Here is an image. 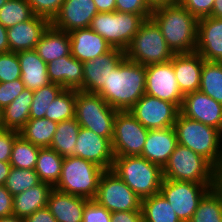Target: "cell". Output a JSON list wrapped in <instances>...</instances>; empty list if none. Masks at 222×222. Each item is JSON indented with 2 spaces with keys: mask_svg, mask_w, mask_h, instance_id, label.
Listing matches in <instances>:
<instances>
[{
  "mask_svg": "<svg viewBox=\"0 0 222 222\" xmlns=\"http://www.w3.org/2000/svg\"><path fill=\"white\" fill-rule=\"evenodd\" d=\"M143 21L138 14L119 11L97 13L90 28L102 36L112 48L125 51Z\"/></svg>",
  "mask_w": 222,
  "mask_h": 222,
  "instance_id": "cell-9",
  "label": "cell"
},
{
  "mask_svg": "<svg viewBox=\"0 0 222 222\" xmlns=\"http://www.w3.org/2000/svg\"><path fill=\"white\" fill-rule=\"evenodd\" d=\"M33 16L27 0H7L0 8V24L5 28L26 22Z\"/></svg>",
  "mask_w": 222,
  "mask_h": 222,
  "instance_id": "cell-38",
  "label": "cell"
},
{
  "mask_svg": "<svg viewBox=\"0 0 222 222\" xmlns=\"http://www.w3.org/2000/svg\"><path fill=\"white\" fill-rule=\"evenodd\" d=\"M180 113L222 132V104L199 90L184 95Z\"/></svg>",
  "mask_w": 222,
  "mask_h": 222,
  "instance_id": "cell-16",
  "label": "cell"
},
{
  "mask_svg": "<svg viewBox=\"0 0 222 222\" xmlns=\"http://www.w3.org/2000/svg\"><path fill=\"white\" fill-rule=\"evenodd\" d=\"M88 201L53 188L48 197L47 207L57 222H82L83 210Z\"/></svg>",
  "mask_w": 222,
  "mask_h": 222,
  "instance_id": "cell-25",
  "label": "cell"
},
{
  "mask_svg": "<svg viewBox=\"0 0 222 222\" xmlns=\"http://www.w3.org/2000/svg\"><path fill=\"white\" fill-rule=\"evenodd\" d=\"M25 222H57L55 217L51 214L49 208L38 209L36 212L24 219Z\"/></svg>",
  "mask_w": 222,
  "mask_h": 222,
  "instance_id": "cell-50",
  "label": "cell"
},
{
  "mask_svg": "<svg viewBox=\"0 0 222 222\" xmlns=\"http://www.w3.org/2000/svg\"><path fill=\"white\" fill-rule=\"evenodd\" d=\"M82 222H111V212L90 199L83 210Z\"/></svg>",
  "mask_w": 222,
  "mask_h": 222,
  "instance_id": "cell-43",
  "label": "cell"
},
{
  "mask_svg": "<svg viewBox=\"0 0 222 222\" xmlns=\"http://www.w3.org/2000/svg\"><path fill=\"white\" fill-rule=\"evenodd\" d=\"M98 13H107L116 11V0H93Z\"/></svg>",
  "mask_w": 222,
  "mask_h": 222,
  "instance_id": "cell-51",
  "label": "cell"
},
{
  "mask_svg": "<svg viewBox=\"0 0 222 222\" xmlns=\"http://www.w3.org/2000/svg\"><path fill=\"white\" fill-rule=\"evenodd\" d=\"M116 11L138 14L144 20L151 18L152 14L145 0H116Z\"/></svg>",
  "mask_w": 222,
  "mask_h": 222,
  "instance_id": "cell-44",
  "label": "cell"
},
{
  "mask_svg": "<svg viewBox=\"0 0 222 222\" xmlns=\"http://www.w3.org/2000/svg\"><path fill=\"white\" fill-rule=\"evenodd\" d=\"M189 222H222V190L211 188L200 200Z\"/></svg>",
  "mask_w": 222,
  "mask_h": 222,
  "instance_id": "cell-34",
  "label": "cell"
},
{
  "mask_svg": "<svg viewBox=\"0 0 222 222\" xmlns=\"http://www.w3.org/2000/svg\"><path fill=\"white\" fill-rule=\"evenodd\" d=\"M210 17L222 19V0H215Z\"/></svg>",
  "mask_w": 222,
  "mask_h": 222,
  "instance_id": "cell-55",
  "label": "cell"
},
{
  "mask_svg": "<svg viewBox=\"0 0 222 222\" xmlns=\"http://www.w3.org/2000/svg\"><path fill=\"white\" fill-rule=\"evenodd\" d=\"M4 129L2 109H0V130Z\"/></svg>",
  "mask_w": 222,
  "mask_h": 222,
  "instance_id": "cell-58",
  "label": "cell"
},
{
  "mask_svg": "<svg viewBox=\"0 0 222 222\" xmlns=\"http://www.w3.org/2000/svg\"><path fill=\"white\" fill-rule=\"evenodd\" d=\"M215 0H179L178 3L197 19L210 16Z\"/></svg>",
  "mask_w": 222,
  "mask_h": 222,
  "instance_id": "cell-46",
  "label": "cell"
},
{
  "mask_svg": "<svg viewBox=\"0 0 222 222\" xmlns=\"http://www.w3.org/2000/svg\"><path fill=\"white\" fill-rule=\"evenodd\" d=\"M195 52L204 60L222 62V19L210 16L198 19Z\"/></svg>",
  "mask_w": 222,
  "mask_h": 222,
  "instance_id": "cell-19",
  "label": "cell"
},
{
  "mask_svg": "<svg viewBox=\"0 0 222 222\" xmlns=\"http://www.w3.org/2000/svg\"><path fill=\"white\" fill-rule=\"evenodd\" d=\"M146 66L124 57L96 92L117 111H129L145 94Z\"/></svg>",
  "mask_w": 222,
  "mask_h": 222,
  "instance_id": "cell-1",
  "label": "cell"
},
{
  "mask_svg": "<svg viewBox=\"0 0 222 222\" xmlns=\"http://www.w3.org/2000/svg\"><path fill=\"white\" fill-rule=\"evenodd\" d=\"M75 156L89 160L105 170L112 168L115 158L110 139L83 127L78 132Z\"/></svg>",
  "mask_w": 222,
  "mask_h": 222,
  "instance_id": "cell-15",
  "label": "cell"
},
{
  "mask_svg": "<svg viewBox=\"0 0 222 222\" xmlns=\"http://www.w3.org/2000/svg\"><path fill=\"white\" fill-rule=\"evenodd\" d=\"M151 18L174 54L195 52L198 19L179 3L155 9Z\"/></svg>",
  "mask_w": 222,
  "mask_h": 222,
  "instance_id": "cell-2",
  "label": "cell"
},
{
  "mask_svg": "<svg viewBox=\"0 0 222 222\" xmlns=\"http://www.w3.org/2000/svg\"><path fill=\"white\" fill-rule=\"evenodd\" d=\"M41 183L34 169H18L11 167L5 187L15 196Z\"/></svg>",
  "mask_w": 222,
  "mask_h": 222,
  "instance_id": "cell-40",
  "label": "cell"
},
{
  "mask_svg": "<svg viewBox=\"0 0 222 222\" xmlns=\"http://www.w3.org/2000/svg\"><path fill=\"white\" fill-rule=\"evenodd\" d=\"M177 144L174 127L149 130L141 157L163 168Z\"/></svg>",
  "mask_w": 222,
  "mask_h": 222,
  "instance_id": "cell-23",
  "label": "cell"
},
{
  "mask_svg": "<svg viewBox=\"0 0 222 222\" xmlns=\"http://www.w3.org/2000/svg\"><path fill=\"white\" fill-rule=\"evenodd\" d=\"M9 52L7 28L0 24V53Z\"/></svg>",
  "mask_w": 222,
  "mask_h": 222,
  "instance_id": "cell-53",
  "label": "cell"
},
{
  "mask_svg": "<svg viewBox=\"0 0 222 222\" xmlns=\"http://www.w3.org/2000/svg\"><path fill=\"white\" fill-rule=\"evenodd\" d=\"M0 222H25L23 218L14 214L0 218Z\"/></svg>",
  "mask_w": 222,
  "mask_h": 222,
  "instance_id": "cell-57",
  "label": "cell"
},
{
  "mask_svg": "<svg viewBox=\"0 0 222 222\" xmlns=\"http://www.w3.org/2000/svg\"><path fill=\"white\" fill-rule=\"evenodd\" d=\"M97 13L93 0H64L60 11L50 23L54 28L69 33L89 28Z\"/></svg>",
  "mask_w": 222,
  "mask_h": 222,
  "instance_id": "cell-17",
  "label": "cell"
},
{
  "mask_svg": "<svg viewBox=\"0 0 222 222\" xmlns=\"http://www.w3.org/2000/svg\"><path fill=\"white\" fill-rule=\"evenodd\" d=\"M80 127L75 118L59 122L50 148L63 157L75 156V145Z\"/></svg>",
  "mask_w": 222,
  "mask_h": 222,
  "instance_id": "cell-33",
  "label": "cell"
},
{
  "mask_svg": "<svg viewBox=\"0 0 222 222\" xmlns=\"http://www.w3.org/2000/svg\"><path fill=\"white\" fill-rule=\"evenodd\" d=\"M94 200L111 213L141 211L142 199L111 169L101 175Z\"/></svg>",
  "mask_w": 222,
  "mask_h": 222,
  "instance_id": "cell-11",
  "label": "cell"
},
{
  "mask_svg": "<svg viewBox=\"0 0 222 222\" xmlns=\"http://www.w3.org/2000/svg\"><path fill=\"white\" fill-rule=\"evenodd\" d=\"M69 36L71 55L83 63L112 49L110 44L90 27L73 30L69 32Z\"/></svg>",
  "mask_w": 222,
  "mask_h": 222,
  "instance_id": "cell-22",
  "label": "cell"
},
{
  "mask_svg": "<svg viewBox=\"0 0 222 222\" xmlns=\"http://www.w3.org/2000/svg\"><path fill=\"white\" fill-rule=\"evenodd\" d=\"M216 186L222 190V159L219 166L216 168Z\"/></svg>",
  "mask_w": 222,
  "mask_h": 222,
  "instance_id": "cell-56",
  "label": "cell"
},
{
  "mask_svg": "<svg viewBox=\"0 0 222 222\" xmlns=\"http://www.w3.org/2000/svg\"><path fill=\"white\" fill-rule=\"evenodd\" d=\"M63 156L59 155L50 147L39 149L35 172L41 182H45L54 187L61 175Z\"/></svg>",
  "mask_w": 222,
  "mask_h": 222,
  "instance_id": "cell-31",
  "label": "cell"
},
{
  "mask_svg": "<svg viewBox=\"0 0 222 222\" xmlns=\"http://www.w3.org/2000/svg\"><path fill=\"white\" fill-rule=\"evenodd\" d=\"M203 61L197 52L174 54L172 57L170 62L183 95L199 90Z\"/></svg>",
  "mask_w": 222,
  "mask_h": 222,
  "instance_id": "cell-21",
  "label": "cell"
},
{
  "mask_svg": "<svg viewBox=\"0 0 222 222\" xmlns=\"http://www.w3.org/2000/svg\"><path fill=\"white\" fill-rule=\"evenodd\" d=\"M33 90H24L4 109H2L4 129L20 131L30 119Z\"/></svg>",
  "mask_w": 222,
  "mask_h": 222,
  "instance_id": "cell-29",
  "label": "cell"
},
{
  "mask_svg": "<svg viewBox=\"0 0 222 222\" xmlns=\"http://www.w3.org/2000/svg\"><path fill=\"white\" fill-rule=\"evenodd\" d=\"M162 169L164 179L216 184V168L203 156L180 144Z\"/></svg>",
  "mask_w": 222,
  "mask_h": 222,
  "instance_id": "cell-6",
  "label": "cell"
},
{
  "mask_svg": "<svg viewBox=\"0 0 222 222\" xmlns=\"http://www.w3.org/2000/svg\"><path fill=\"white\" fill-rule=\"evenodd\" d=\"M148 131L130 111H118L112 137L114 156H141Z\"/></svg>",
  "mask_w": 222,
  "mask_h": 222,
  "instance_id": "cell-12",
  "label": "cell"
},
{
  "mask_svg": "<svg viewBox=\"0 0 222 222\" xmlns=\"http://www.w3.org/2000/svg\"><path fill=\"white\" fill-rule=\"evenodd\" d=\"M141 213L143 222H181L160 192L142 199Z\"/></svg>",
  "mask_w": 222,
  "mask_h": 222,
  "instance_id": "cell-30",
  "label": "cell"
},
{
  "mask_svg": "<svg viewBox=\"0 0 222 222\" xmlns=\"http://www.w3.org/2000/svg\"><path fill=\"white\" fill-rule=\"evenodd\" d=\"M47 73L51 83L59 84L64 89L83 91V62L72 55L47 63Z\"/></svg>",
  "mask_w": 222,
  "mask_h": 222,
  "instance_id": "cell-24",
  "label": "cell"
},
{
  "mask_svg": "<svg viewBox=\"0 0 222 222\" xmlns=\"http://www.w3.org/2000/svg\"><path fill=\"white\" fill-rule=\"evenodd\" d=\"M10 169L11 164L9 161H0V186L5 185Z\"/></svg>",
  "mask_w": 222,
  "mask_h": 222,
  "instance_id": "cell-54",
  "label": "cell"
},
{
  "mask_svg": "<svg viewBox=\"0 0 222 222\" xmlns=\"http://www.w3.org/2000/svg\"><path fill=\"white\" fill-rule=\"evenodd\" d=\"M52 189L50 184L41 182L13 196V214L25 219L38 209L46 207Z\"/></svg>",
  "mask_w": 222,
  "mask_h": 222,
  "instance_id": "cell-28",
  "label": "cell"
},
{
  "mask_svg": "<svg viewBox=\"0 0 222 222\" xmlns=\"http://www.w3.org/2000/svg\"><path fill=\"white\" fill-rule=\"evenodd\" d=\"M63 89L59 84L50 83L48 86L34 90L29 112L30 118H45L46 110L50 107V103Z\"/></svg>",
  "mask_w": 222,
  "mask_h": 222,
  "instance_id": "cell-39",
  "label": "cell"
},
{
  "mask_svg": "<svg viewBox=\"0 0 222 222\" xmlns=\"http://www.w3.org/2000/svg\"><path fill=\"white\" fill-rule=\"evenodd\" d=\"M50 24L47 18L34 15L26 22L7 28L9 51L34 50Z\"/></svg>",
  "mask_w": 222,
  "mask_h": 222,
  "instance_id": "cell-20",
  "label": "cell"
},
{
  "mask_svg": "<svg viewBox=\"0 0 222 222\" xmlns=\"http://www.w3.org/2000/svg\"><path fill=\"white\" fill-rule=\"evenodd\" d=\"M216 184L163 179L160 193L170 203L181 222H189L200 200Z\"/></svg>",
  "mask_w": 222,
  "mask_h": 222,
  "instance_id": "cell-10",
  "label": "cell"
},
{
  "mask_svg": "<svg viewBox=\"0 0 222 222\" xmlns=\"http://www.w3.org/2000/svg\"><path fill=\"white\" fill-rule=\"evenodd\" d=\"M25 88L21 78L10 81L0 82V109L8 106Z\"/></svg>",
  "mask_w": 222,
  "mask_h": 222,
  "instance_id": "cell-45",
  "label": "cell"
},
{
  "mask_svg": "<svg viewBox=\"0 0 222 222\" xmlns=\"http://www.w3.org/2000/svg\"><path fill=\"white\" fill-rule=\"evenodd\" d=\"M7 0H0V8L6 3Z\"/></svg>",
  "mask_w": 222,
  "mask_h": 222,
  "instance_id": "cell-59",
  "label": "cell"
},
{
  "mask_svg": "<svg viewBox=\"0 0 222 222\" xmlns=\"http://www.w3.org/2000/svg\"><path fill=\"white\" fill-rule=\"evenodd\" d=\"M19 135V131L16 130H0V161L10 160L13 143Z\"/></svg>",
  "mask_w": 222,
  "mask_h": 222,
  "instance_id": "cell-47",
  "label": "cell"
},
{
  "mask_svg": "<svg viewBox=\"0 0 222 222\" xmlns=\"http://www.w3.org/2000/svg\"><path fill=\"white\" fill-rule=\"evenodd\" d=\"M13 214V196L5 185L0 186V218Z\"/></svg>",
  "mask_w": 222,
  "mask_h": 222,
  "instance_id": "cell-48",
  "label": "cell"
},
{
  "mask_svg": "<svg viewBox=\"0 0 222 222\" xmlns=\"http://www.w3.org/2000/svg\"><path fill=\"white\" fill-rule=\"evenodd\" d=\"M148 130L173 127L180 109L171 102L144 94L129 110Z\"/></svg>",
  "mask_w": 222,
  "mask_h": 222,
  "instance_id": "cell-13",
  "label": "cell"
},
{
  "mask_svg": "<svg viewBox=\"0 0 222 222\" xmlns=\"http://www.w3.org/2000/svg\"><path fill=\"white\" fill-rule=\"evenodd\" d=\"M111 170L141 199L159 193L163 169L141 156H115Z\"/></svg>",
  "mask_w": 222,
  "mask_h": 222,
  "instance_id": "cell-4",
  "label": "cell"
},
{
  "mask_svg": "<svg viewBox=\"0 0 222 222\" xmlns=\"http://www.w3.org/2000/svg\"><path fill=\"white\" fill-rule=\"evenodd\" d=\"M125 57V51L112 48L99 57L83 63V92L96 93L107 81L111 71Z\"/></svg>",
  "mask_w": 222,
  "mask_h": 222,
  "instance_id": "cell-18",
  "label": "cell"
},
{
  "mask_svg": "<svg viewBox=\"0 0 222 222\" xmlns=\"http://www.w3.org/2000/svg\"><path fill=\"white\" fill-rule=\"evenodd\" d=\"M174 129L178 144L188 147L217 168L222 159V132L178 114Z\"/></svg>",
  "mask_w": 222,
  "mask_h": 222,
  "instance_id": "cell-3",
  "label": "cell"
},
{
  "mask_svg": "<svg viewBox=\"0 0 222 222\" xmlns=\"http://www.w3.org/2000/svg\"><path fill=\"white\" fill-rule=\"evenodd\" d=\"M199 91L222 104V62L203 61Z\"/></svg>",
  "mask_w": 222,
  "mask_h": 222,
  "instance_id": "cell-35",
  "label": "cell"
},
{
  "mask_svg": "<svg viewBox=\"0 0 222 222\" xmlns=\"http://www.w3.org/2000/svg\"><path fill=\"white\" fill-rule=\"evenodd\" d=\"M117 112L100 95L76 91L75 119L81 127L112 141Z\"/></svg>",
  "mask_w": 222,
  "mask_h": 222,
  "instance_id": "cell-8",
  "label": "cell"
},
{
  "mask_svg": "<svg viewBox=\"0 0 222 222\" xmlns=\"http://www.w3.org/2000/svg\"><path fill=\"white\" fill-rule=\"evenodd\" d=\"M64 0H27L34 15L47 18L50 22L60 11Z\"/></svg>",
  "mask_w": 222,
  "mask_h": 222,
  "instance_id": "cell-42",
  "label": "cell"
},
{
  "mask_svg": "<svg viewBox=\"0 0 222 222\" xmlns=\"http://www.w3.org/2000/svg\"><path fill=\"white\" fill-rule=\"evenodd\" d=\"M34 50L45 63L71 55L69 33L56 29L50 24Z\"/></svg>",
  "mask_w": 222,
  "mask_h": 222,
  "instance_id": "cell-27",
  "label": "cell"
},
{
  "mask_svg": "<svg viewBox=\"0 0 222 222\" xmlns=\"http://www.w3.org/2000/svg\"><path fill=\"white\" fill-rule=\"evenodd\" d=\"M21 78V69L17 53H0V82H10Z\"/></svg>",
  "mask_w": 222,
  "mask_h": 222,
  "instance_id": "cell-41",
  "label": "cell"
},
{
  "mask_svg": "<svg viewBox=\"0 0 222 222\" xmlns=\"http://www.w3.org/2000/svg\"><path fill=\"white\" fill-rule=\"evenodd\" d=\"M57 124V122L47 118H30L19 133L26 141L35 146L50 147Z\"/></svg>",
  "mask_w": 222,
  "mask_h": 222,
  "instance_id": "cell-32",
  "label": "cell"
},
{
  "mask_svg": "<svg viewBox=\"0 0 222 222\" xmlns=\"http://www.w3.org/2000/svg\"><path fill=\"white\" fill-rule=\"evenodd\" d=\"M40 147L26 141L19 135L12 146L10 156L11 167L18 169H34L38 157Z\"/></svg>",
  "mask_w": 222,
  "mask_h": 222,
  "instance_id": "cell-37",
  "label": "cell"
},
{
  "mask_svg": "<svg viewBox=\"0 0 222 222\" xmlns=\"http://www.w3.org/2000/svg\"><path fill=\"white\" fill-rule=\"evenodd\" d=\"M17 57L20 63L21 80L25 88L34 91L51 83L47 73V63L35 50L17 52Z\"/></svg>",
  "mask_w": 222,
  "mask_h": 222,
  "instance_id": "cell-26",
  "label": "cell"
},
{
  "mask_svg": "<svg viewBox=\"0 0 222 222\" xmlns=\"http://www.w3.org/2000/svg\"><path fill=\"white\" fill-rule=\"evenodd\" d=\"M173 56L160 27L152 18L143 21L125 50L127 59L144 66L170 62Z\"/></svg>",
  "mask_w": 222,
  "mask_h": 222,
  "instance_id": "cell-7",
  "label": "cell"
},
{
  "mask_svg": "<svg viewBox=\"0 0 222 222\" xmlns=\"http://www.w3.org/2000/svg\"><path fill=\"white\" fill-rule=\"evenodd\" d=\"M104 171L89 160L67 156L63 158L61 175L53 188L88 200L94 199Z\"/></svg>",
  "mask_w": 222,
  "mask_h": 222,
  "instance_id": "cell-5",
  "label": "cell"
},
{
  "mask_svg": "<svg viewBox=\"0 0 222 222\" xmlns=\"http://www.w3.org/2000/svg\"><path fill=\"white\" fill-rule=\"evenodd\" d=\"M148 7L154 11L160 7L172 6L178 3L179 0H145Z\"/></svg>",
  "mask_w": 222,
  "mask_h": 222,
  "instance_id": "cell-52",
  "label": "cell"
},
{
  "mask_svg": "<svg viewBox=\"0 0 222 222\" xmlns=\"http://www.w3.org/2000/svg\"><path fill=\"white\" fill-rule=\"evenodd\" d=\"M76 90L63 89L50 103L45 118L61 122L75 118Z\"/></svg>",
  "mask_w": 222,
  "mask_h": 222,
  "instance_id": "cell-36",
  "label": "cell"
},
{
  "mask_svg": "<svg viewBox=\"0 0 222 222\" xmlns=\"http://www.w3.org/2000/svg\"><path fill=\"white\" fill-rule=\"evenodd\" d=\"M145 94L181 108L184 95L178 87L171 62L146 65Z\"/></svg>",
  "mask_w": 222,
  "mask_h": 222,
  "instance_id": "cell-14",
  "label": "cell"
},
{
  "mask_svg": "<svg viewBox=\"0 0 222 222\" xmlns=\"http://www.w3.org/2000/svg\"><path fill=\"white\" fill-rule=\"evenodd\" d=\"M111 222H143L141 211H118L111 213Z\"/></svg>",
  "mask_w": 222,
  "mask_h": 222,
  "instance_id": "cell-49",
  "label": "cell"
}]
</instances>
